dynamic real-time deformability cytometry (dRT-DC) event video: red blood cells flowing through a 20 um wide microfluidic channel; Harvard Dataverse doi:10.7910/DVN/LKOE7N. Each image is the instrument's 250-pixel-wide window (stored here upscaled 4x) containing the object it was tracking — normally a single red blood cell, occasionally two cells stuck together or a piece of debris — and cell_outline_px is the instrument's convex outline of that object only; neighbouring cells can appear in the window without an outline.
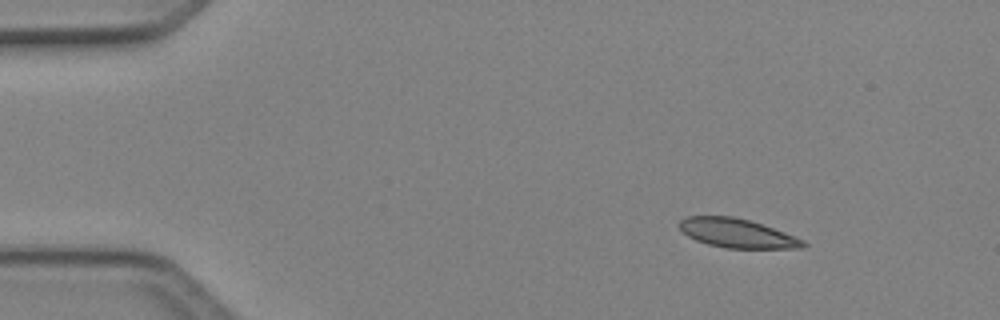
{"species": "Egyptian fruit bat (a non-hibernating species)", "species_latin": "Rousettus aegyptiacus", "temperature_condition": "cold", "stored_images_in_passage": 4, "camera_frame_rate_fps": 3000, "um_per_image_px": 0.085, "animal": {"sex": "female"}, "frame": {"image": 1, "passage_image": 1, "time_ms": 0.0, "image_size_px": [1000, 320], "cell_outline_px": [[808, 244], [804, 248], [724, 248], [708, 244], [696, 240], [688, 236], [676, 224], [680, 220], [688, 216], [732, 216], [748, 220], [784, 232], [804, 240]], "centroid_in_image_um": [62.63, 19.83], "position_along_channel_um": 22.4, "area_um2": 20.81}}
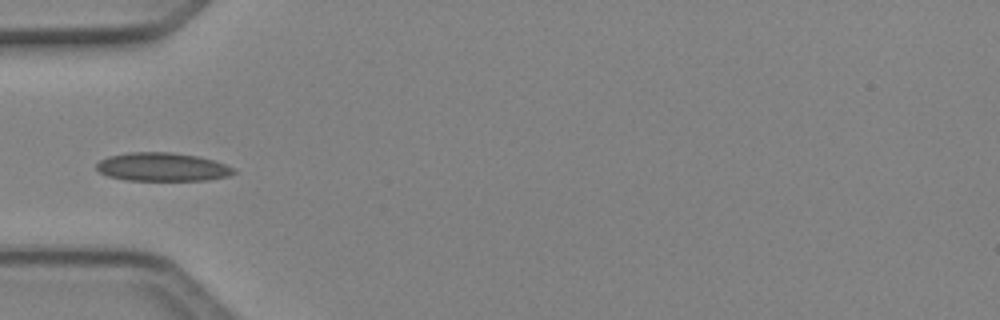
{"frame": {"image": 2, "passage_image": 4, "time_ms": 1.0, "image_size_px": [1000, 320], "cell_outline_px": [[236, 172], [228, 176], [208, 180], [124, 180], [108, 176], [100, 172], [96, 168], [96, 164], [100, 160], [108, 156], [128, 152], [172, 152], [196, 156], [212, 160], [224, 164], [232, 168]], "centroid_in_image_um": [13.75, 14.19], "position_along_channel_um": 71.2, "area_um2": 22.66}}